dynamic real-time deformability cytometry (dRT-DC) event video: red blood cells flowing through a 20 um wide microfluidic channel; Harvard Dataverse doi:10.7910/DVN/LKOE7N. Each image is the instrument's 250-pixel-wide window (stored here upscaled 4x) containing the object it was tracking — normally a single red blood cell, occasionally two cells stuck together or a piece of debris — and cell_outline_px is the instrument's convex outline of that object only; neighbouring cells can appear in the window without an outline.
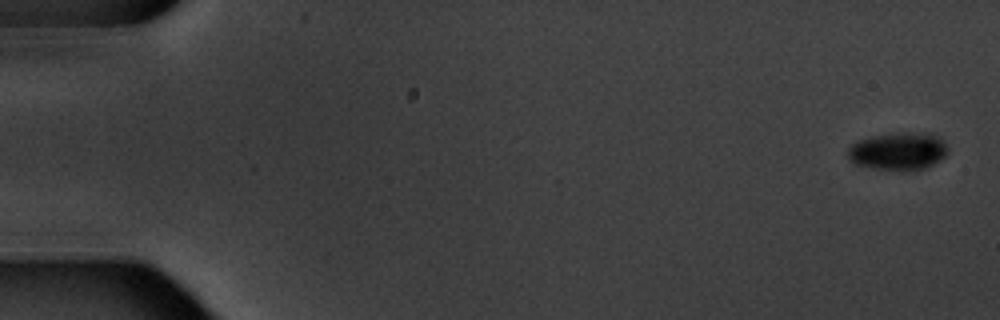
{"species": "common noctule bat (a hibernating species)", "species_latin": "Nyctalus noctula", "temperature_condition": "warm", "stored_images_in_passage": 6, "segment_of_instrument_passage": [1, 2], "camera_frame_rate_fps": 3000, "um_per_image_px": 0.085, "animal": {"sex": "male", "body_mass_g": 20.1, "forearm_length_mm": 53.5}, "frame": {"image": 1, "passage_image": 1, "time_ms": 0.0, "image_size_px": [1000, 320], "cell_outline_px": [[948, 152], [940, 160], [924, 168], [876, 168], [856, 164], [848, 160], [848, 148], [852, 144], [860, 140], [872, 136], [900, 132], [928, 132], [940, 136], [944, 140], [948, 148]], "centroid_in_image_um": [76.38, 12.79], "position_along_channel_um": 8.6, "area_um2": 21.62}}
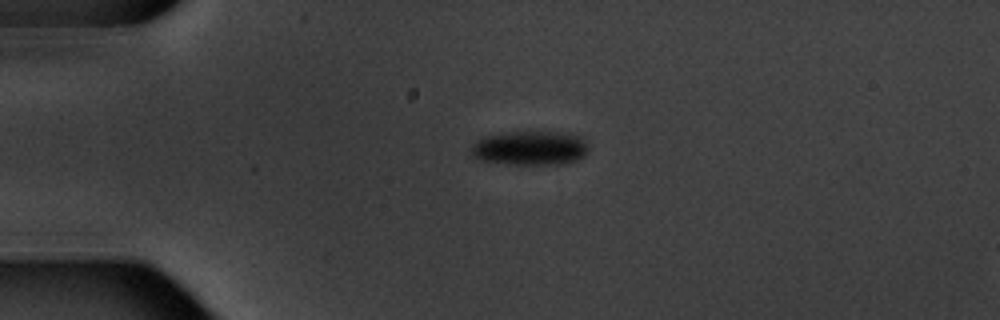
{"frame": {"image": 2, "passage_image": 4, "time_ms": 4.333, "image_size_px": [1000, 320], "cell_outline_px": [[584, 156], [576, 160], [564, 164], [508, 164], [476, 160], [472, 156], [472, 144], [484, 136], [508, 132], [556, 132], [580, 136], [584, 140]], "centroid_in_image_um": [44.97, 12.6], "position_along_channel_um": 40.0, "area_um2": 23.18}}